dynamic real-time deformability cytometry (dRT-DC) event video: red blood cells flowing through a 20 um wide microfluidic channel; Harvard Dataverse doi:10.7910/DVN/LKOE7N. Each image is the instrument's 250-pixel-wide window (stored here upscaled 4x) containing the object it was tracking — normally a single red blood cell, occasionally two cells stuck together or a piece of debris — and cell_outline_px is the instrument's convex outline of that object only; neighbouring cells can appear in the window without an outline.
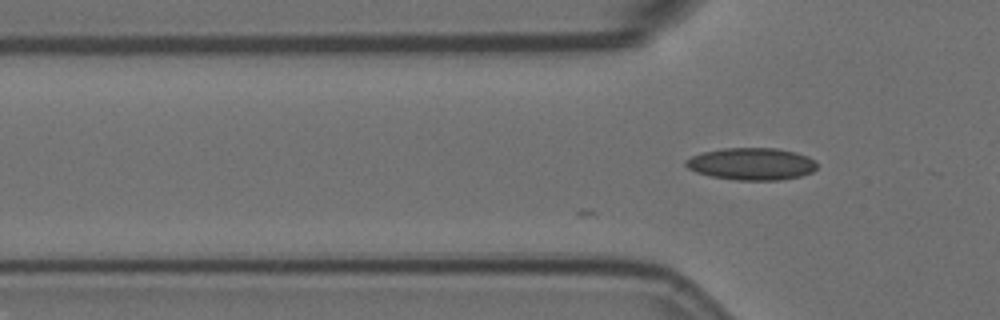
{"species": "Egyptian fruit bat (a non-hibernating species)", "species_latin": "Rousettus aegyptiacus", "temperature_condition": "room temperature", "stored_images_in_passage": 7, "camera_frame_rate_fps": 3000, "um_per_image_px": 0.085, "animal": {"sex": "female"}, "frame": {"image": 1, "passage_image": 7, "time_ms": 2.0, "image_size_px": [1000, 320], "cell_outline_px": [[816, 168], [812, 172], [800, 176], [780, 180], [736, 180], [712, 176], [696, 172], [688, 168], [684, 164], [684, 160], [692, 156], [704, 152], [724, 148], [776, 148], [796, 152], [808, 156], [816, 160]], "centroid_in_image_um": [63.89, 13.93], "position_along_channel_um": 61.9, "area_um2": 24.62}}